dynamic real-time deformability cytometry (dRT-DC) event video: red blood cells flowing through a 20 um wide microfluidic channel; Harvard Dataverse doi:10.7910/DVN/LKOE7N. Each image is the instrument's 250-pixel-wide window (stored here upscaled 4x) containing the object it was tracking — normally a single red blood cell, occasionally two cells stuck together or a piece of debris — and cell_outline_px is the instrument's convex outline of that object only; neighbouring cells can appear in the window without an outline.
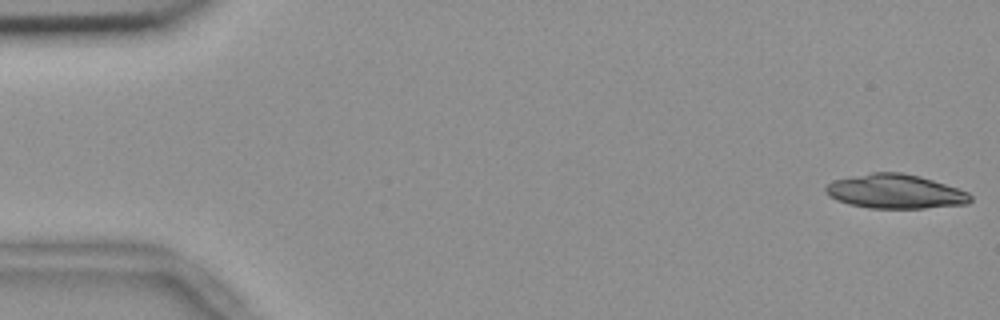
{"species": "common noctule bat (a hibernating species)", "species_latin": "Nyctalus noctula", "temperature_condition": "room temperature", "stored_images_in_passage": 17, "camera_frame_rate_fps": 3000, "um_per_image_px": 0.085, "animal": {"sex": "female", "body_mass_g": 18.4}, "frame": {"image": 1, "passage_image": 1, "time_ms": 0.0, "image_size_px": [1000, 320], "cell_outline_px": [[972, 200], [968, 204], [924, 208], [868, 208], [848, 204], [836, 200], [824, 188], [832, 180], [872, 172], [900, 172], [920, 176], [968, 192], [972, 196]], "centroid_in_image_um": [76.1, 16.28], "position_along_channel_um": 8.9, "area_um2": 28.73}}